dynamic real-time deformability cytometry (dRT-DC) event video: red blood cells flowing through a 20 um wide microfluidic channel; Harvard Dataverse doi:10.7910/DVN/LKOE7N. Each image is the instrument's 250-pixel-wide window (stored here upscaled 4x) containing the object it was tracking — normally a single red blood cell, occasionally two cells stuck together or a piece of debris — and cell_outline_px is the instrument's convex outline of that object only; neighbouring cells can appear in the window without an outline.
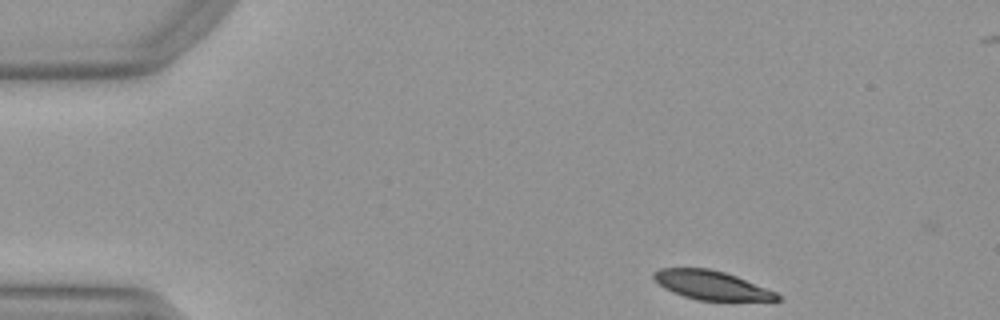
{"species": "Egyptian fruit bat (a non-hibernating species)", "species_latin": "Rousettus aegyptiacus", "temperature_condition": "warm", "stored_images_in_passage": 4, "camera_frame_rate_fps": 3000, "um_per_image_px": 0.085, "animal": {"sex": "female"}, "frame": {"image": 1, "passage_image": 1, "time_ms": 0.0, "image_size_px": [1000, 320], "cell_outline_px": [[780, 300], [696, 300], [672, 292], [664, 288], [652, 276], [652, 272], [660, 268], [708, 268], [724, 272], [736, 276], [776, 292], [780, 296]], "centroid_in_image_um": [60.43, 24.23], "position_along_channel_um": 24.6, "area_um2": 20.52}}